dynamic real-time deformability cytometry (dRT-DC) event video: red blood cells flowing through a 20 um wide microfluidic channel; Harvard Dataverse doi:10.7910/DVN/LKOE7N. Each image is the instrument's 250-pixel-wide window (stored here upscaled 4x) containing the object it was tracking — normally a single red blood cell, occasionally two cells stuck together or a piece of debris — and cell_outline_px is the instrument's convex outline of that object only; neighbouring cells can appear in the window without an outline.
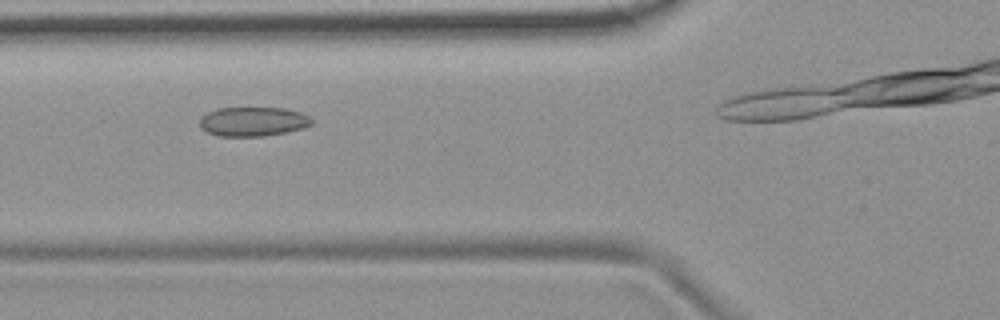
{"species": "common noctule bat (a hibernating species)", "species_latin": "Nyctalus noctula", "temperature_condition": "room temperature", "stored_images_in_passage": 4, "camera_frame_rate_fps": 3000, "um_per_image_px": 0.085, "animal": {"sex": "female", "body_mass_g": 19.9}, "frame": {"image": 1, "passage_image": 2, "time_ms": 1.0, "image_size_px": [1000, 320], "cell_outline_px": [[312, 124], [300, 128], [284, 132], [264, 136], [220, 136], [208, 132], [200, 128], [200, 116], [216, 108], [284, 108], [300, 112], [308, 116], [312, 120]], "centroid_in_image_um": [21.46, 10.32], "position_along_channel_um": 104.3, "area_um2": 18.96}}